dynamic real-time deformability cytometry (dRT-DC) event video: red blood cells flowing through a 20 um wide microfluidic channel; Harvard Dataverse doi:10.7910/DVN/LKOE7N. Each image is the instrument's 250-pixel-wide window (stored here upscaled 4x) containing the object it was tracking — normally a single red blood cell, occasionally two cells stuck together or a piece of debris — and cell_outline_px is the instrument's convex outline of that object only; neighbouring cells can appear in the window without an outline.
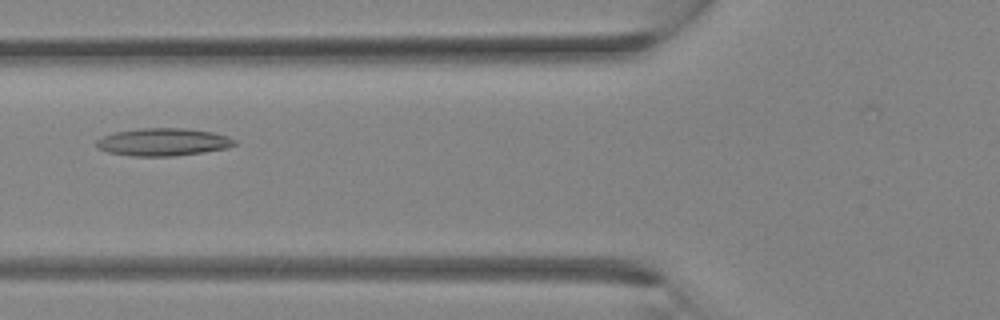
{"species": "Egyptian fruit bat (a non-hibernating species)", "species_latin": "Rousettus aegyptiacus", "temperature_condition": "room temperature", "stored_images_in_passage": 29, "camera_frame_rate_fps": 3000, "um_per_image_px": 0.085, "animal": {"sex": "female"}, "frame": {"image": 1, "passage_image": 9, "time_ms": 2.667, "image_size_px": [1000, 320], "cell_outline_px": [[236, 144], [228, 148], [204, 152], [176, 156], [132, 156], [108, 152], [96, 148], [96, 140], [104, 136], [116, 132], [140, 128], [184, 128], [212, 132], [228, 136], [236, 140]], "centroid_in_image_um": [13.88, 12.08], "position_along_channel_um": 111.9, "area_um2": 22.31}}
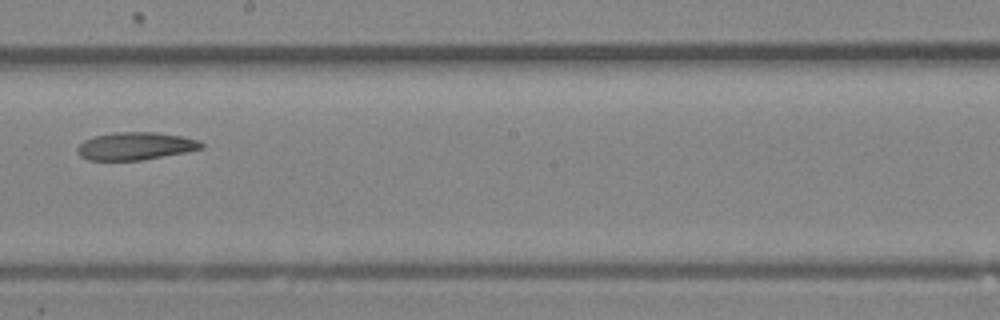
{"frame": {"image": 2, "passage_image": 15, "time_ms": 4.667, "image_size_px": [1000, 320], "cell_outline_px": [[204, 148], [184, 152], [140, 160], [88, 160], [80, 156], [76, 152], [76, 148], [84, 140], [96, 136], [112, 132], [156, 132], [184, 136], [200, 140], [204, 144]], "centroid_in_image_um": [11.52, 12.4], "position_along_channel_um": 236.7, "area_um2": 20.06}}
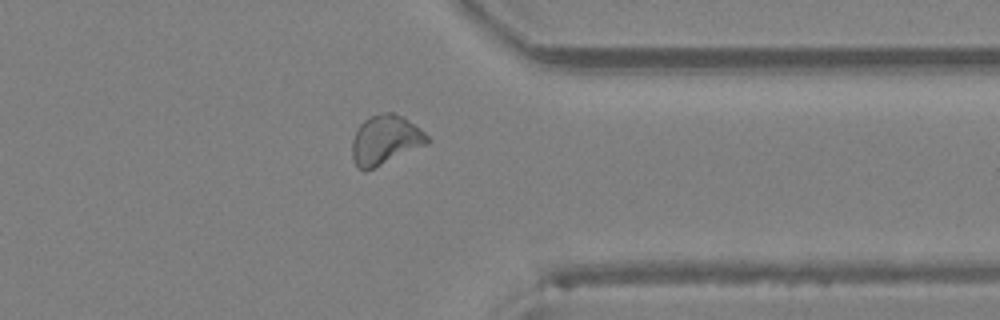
{"frame": {"image": 3, "passage_image": 22, "time_ms": 7.0, "image_size_px": [1000, 320], "cell_outline_px": [[428, 144], [364, 172], [356, 164], [352, 156], [352, 140], [360, 124], [368, 116], [384, 112], [392, 112], [404, 116], [424, 132], [428, 136]], "centroid_in_image_um": [32.75, 11.87], "position_along_channel_um": 378.7, "area_um2": 21.5}}